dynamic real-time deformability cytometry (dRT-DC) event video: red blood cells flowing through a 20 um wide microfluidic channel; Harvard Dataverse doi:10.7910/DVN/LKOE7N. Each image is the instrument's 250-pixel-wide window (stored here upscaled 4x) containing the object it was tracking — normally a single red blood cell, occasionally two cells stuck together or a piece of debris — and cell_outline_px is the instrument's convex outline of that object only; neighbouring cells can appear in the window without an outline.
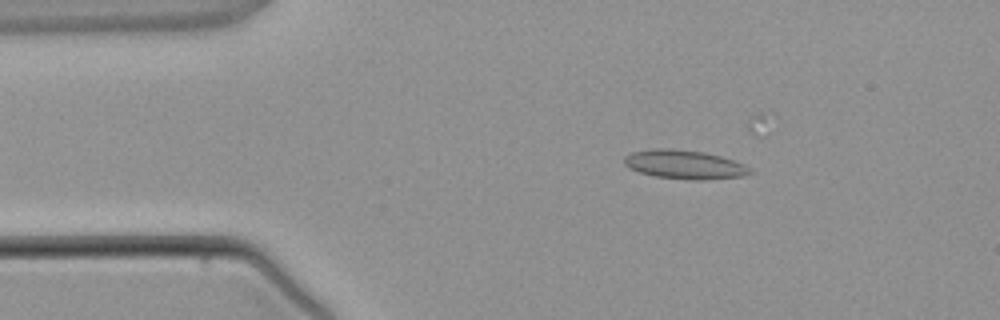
{"species": "common noctule bat (a hibernating species)", "species_latin": "Nyctalus noctula", "temperature_condition": "warm", "stored_images_in_passage": 2, "camera_frame_rate_fps": 3000, "um_per_image_px": 0.085, "animal": {"sex": "male", "body_mass_g": 21.5, "forearm_length_mm": 52.0}, "frame": {"image": 1, "passage_image": 1, "time_ms": 0.0, "image_size_px": [1000, 320], "cell_outline_px": [[756, 172], [744, 176], [700, 180], [696, 180], [656, 176], [640, 172], [628, 168], [624, 164], [624, 156], [632, 152], [652, 148], [668, 148], [704, 152], [720, 156], [744, 164]], "centroid_in_image_um": [58.19, 13.98], "position_along_channel_um": 26.8, "area_um2": 21.15}}
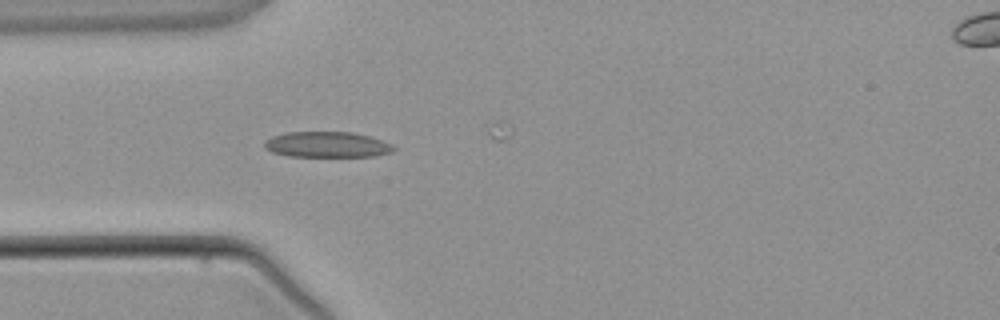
{"frame": {"image": 2, "passage_image": 2, "time_ms": 1.667, "image_size_px": [1000, 320], "cell_outline_px": [[396, 148], [392, 152], [376, 156], [288, 156], [272, 152], [264, 148], [264, 140], [272, 136], [284, 132], [352, 132], [372, 136], [392, 144]], "centroid_in_image_um": [27.8, 12.28], "position_along_channel_um": 57.2, "area_um2": 19.54}}